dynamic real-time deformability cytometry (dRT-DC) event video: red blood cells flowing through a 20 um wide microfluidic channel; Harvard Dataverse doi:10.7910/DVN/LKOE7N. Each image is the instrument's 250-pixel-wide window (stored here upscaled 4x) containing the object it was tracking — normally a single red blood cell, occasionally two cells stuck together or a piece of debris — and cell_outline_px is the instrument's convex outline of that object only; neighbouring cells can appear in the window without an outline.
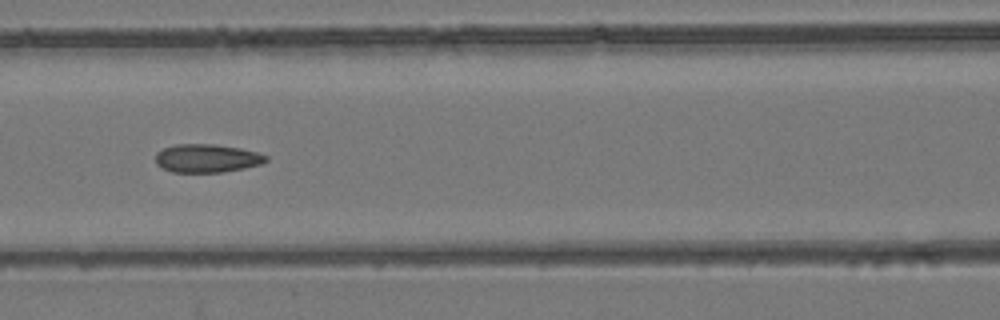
{"species": "common noctule bat (a hibernating species)", "species_latin": "Nyctalus noctula", "temperature_condition": "room temperature", "stored_images_in_passage": 9, "camera_frame_rate_fps": 3000, "um_per_image_px": 0.085, "animal": {"sex": "female", "body_mass_g": 24.6, "forearm_length_mm": 56.2}, "frame": {"image": 1, "passage_image": 7, "time_ms": 7.667, "image_size_px": [1000, 320], "cell_outline_px": [[268, 160], [260, 164], [244, 168], [224, 172], [172, 172], [160, 168], [156, 164], [156, 152], [164, 148], [176, 144], [212, 144], [240, 148], [256, 152], [268, 156]], "centroid_in_image_um": [17.56, 13.46], "position_along_channel_um": 149.0, "area_um2": 18.26}}
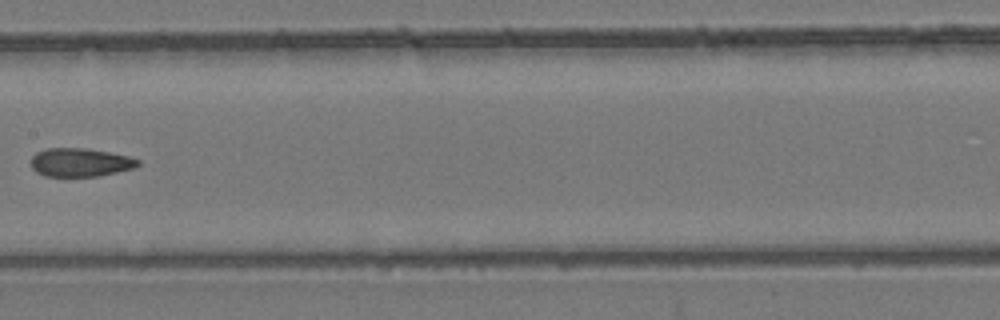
{"frame": {"image": 2, "passage_image": 8, "time_ms": 9.0, "image_size_px": [1000, 320], "cell_outline_px": [[140, 164], [136, 168], [100, 176], [44, 176], [36, 172], [32, 168], [32, 156], [36, 152], [48, 148], [84, 148], [108, 152], [128, 156], [140, 160]], "centroid_in_image_um": [6.84, 13.81], "position_along_channel_um": 200.6, "area_um2": 17.8}}
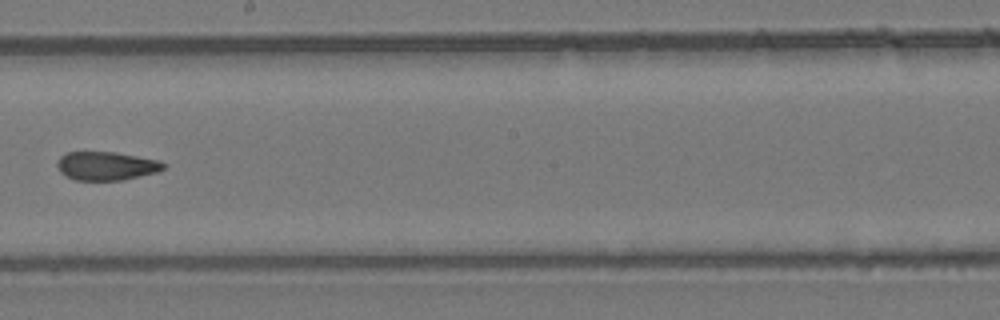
{"frame": {"image": 3, "passage_image": 9, "time_ms": 10.0, "image_size_px": [1000, 320], "cell_outline_px": [[164, 168], [156, 172], [124, 180], [76, 180], [64, 176], [60, 172], [56, 164], [56, 160], [60, 156], [68, 152], [116, 152], [160, 160], [164, 164]], "centroid_in_image_um": [9.0, 14.1], "position_along_channel_um": 239.2, "area_um2": 17.8}}